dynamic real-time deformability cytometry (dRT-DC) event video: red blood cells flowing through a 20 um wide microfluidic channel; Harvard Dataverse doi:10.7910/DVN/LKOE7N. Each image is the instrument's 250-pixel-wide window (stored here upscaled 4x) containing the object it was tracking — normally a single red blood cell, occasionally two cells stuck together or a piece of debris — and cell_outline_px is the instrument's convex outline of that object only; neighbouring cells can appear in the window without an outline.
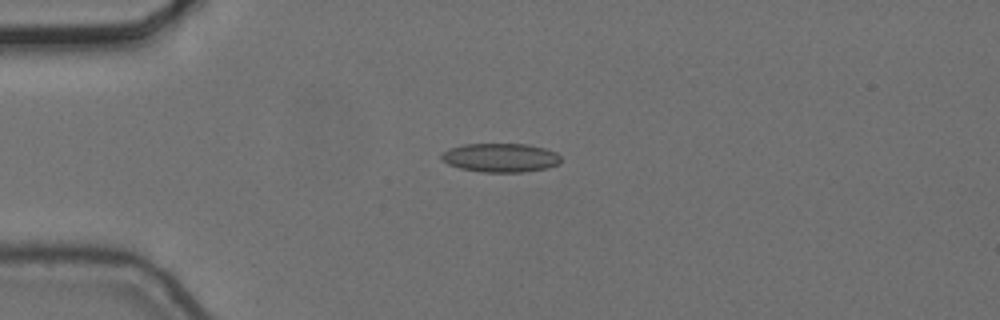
{"species": "common noctule bat (a hibernating species)", "species_latin": "Nyctalus noctula", "temperature_condition": "cold", "stored_images_in_passage": 1, "camera_frame_rate_fps": 3000, "um_per_image_px": 0.085, "animal": {"sex": "female", "body_mass_g": 24.6, "forearm_length_mm": 56.2}, "frame": {"image": 1, "passage_image": 1, "time_ms": 0.0, "image_size_px": [1000, 320], "cell_outline_px": [[560, 164], [548, 168], [524, 172], [480, 172], [460, 168], [448, 164], [440, 156], [448, 148], [464, 144], [528, 144], [544, 148], [556, 152], [560, 156]], "centroid_in_image_um": [42.57, 13.4], "position_along_channel_um": 42.4, "area_um2": 20.17}}